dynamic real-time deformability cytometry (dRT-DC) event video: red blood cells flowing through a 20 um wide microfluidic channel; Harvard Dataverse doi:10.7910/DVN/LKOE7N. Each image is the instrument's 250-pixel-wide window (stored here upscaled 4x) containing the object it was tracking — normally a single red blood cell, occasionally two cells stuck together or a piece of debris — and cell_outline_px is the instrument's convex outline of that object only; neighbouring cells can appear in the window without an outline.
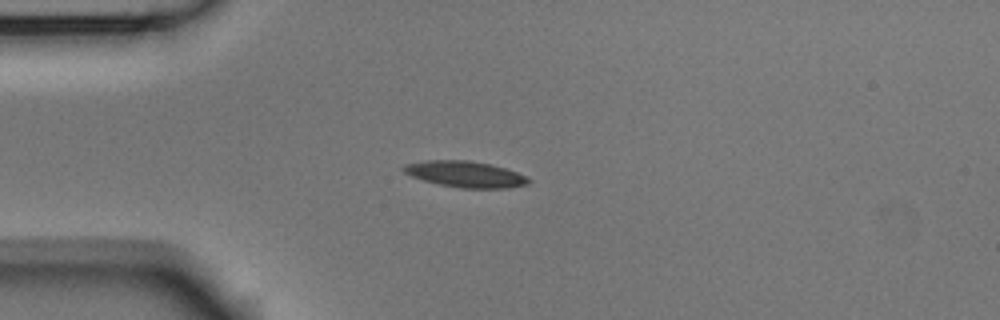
{"species": "Egyptian fruit bat (a non-hibernating species)", "species_latin": "Rousettus aegyptiacus", "temperature_condition": "room temperature", "stored_images_in_passage": 5, "camera_frame_rate_fps": 3000, "um_per_image_px": 0.085, "animal": {"sex": "male"}, "frame": {"image": 1, "passage_image": 3, "time_ms": 0.667, "image_size_px": [1000, 320], "cell_outline_px": [[532, 180], [528, 184], [508, 188], [460, 188], [440, 184], [424, 180], [412, 176], [404, 172], [400, 168], [404, 164], [428, 160], [468, 160], [492, 164], [516, 172]], "centroid_in_image_um": [39.54, 14.8], "position_along_channel_um": 45.5, "area_um2": 18.96}}
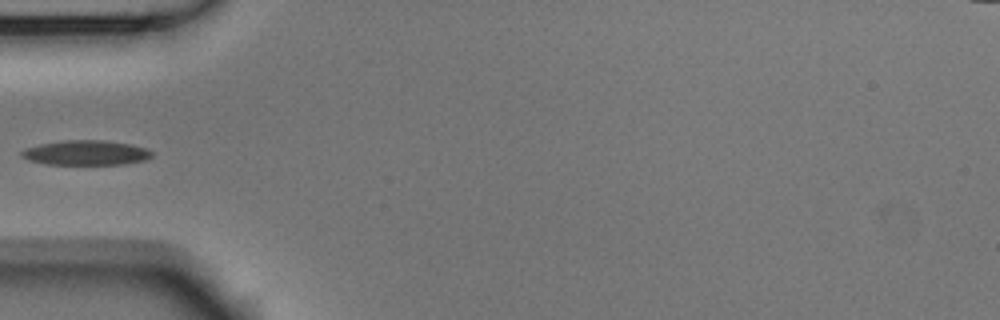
{"frame": {"image": 2, "passage_image": 4, "time_ms": 1.0, "image_size_px": [1000, 320], "cell_outline_px": [[152, 156], [148, 160], [124, 164], [44, 164], [28, 160], [20, 156], [20, 152], [24, 148], [40, 144], [64, 140], [104, 140], [132, 144], [148, 148], [152, 152]], "centroid_in_image_um": [7.32, 12.98], "position_along_channel_um": 77.7, "area_um2": 19.07}}
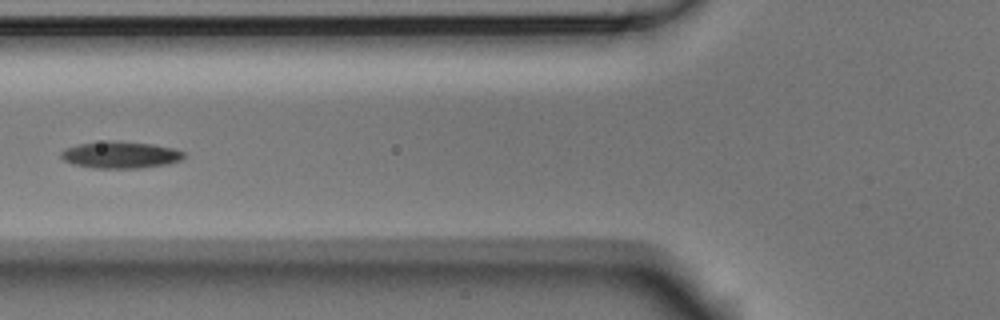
{"frame": {"image": 3, "passage_image": 5, "time_ms": 1.333, "image_size_px": [1000, 320], "cell_outline_px": [[184, 156], [180, 160], [168, 164], [140, 168], [96, 168], [72, 164], [64, 160], [60, 156], [60, 152], [64, 148], [80, 144], [108, 140], [112, 140], [152, 144], [172, 148], [184, 152]], "centroid_in_image_um": [10.21, 13.16], "position_along_channel_um": 115.6, "area_um2": 19.19}}